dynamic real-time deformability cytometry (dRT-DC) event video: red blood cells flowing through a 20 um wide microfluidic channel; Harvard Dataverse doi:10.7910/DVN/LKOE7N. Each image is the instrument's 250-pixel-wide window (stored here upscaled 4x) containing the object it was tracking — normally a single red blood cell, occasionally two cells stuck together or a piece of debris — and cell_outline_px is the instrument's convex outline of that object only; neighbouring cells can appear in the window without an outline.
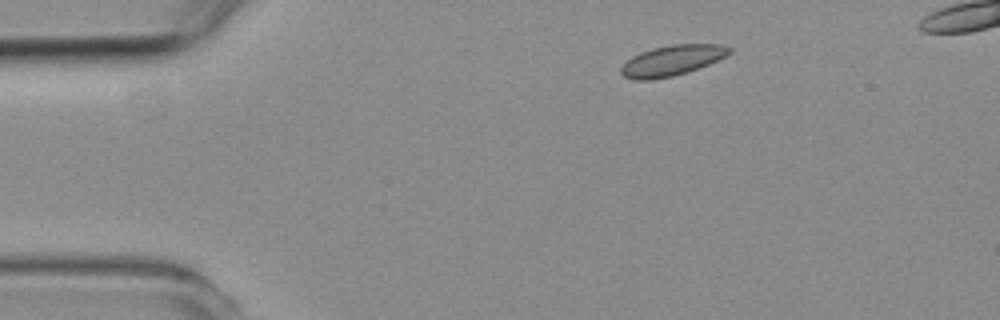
{"species": "common noctule bat (a hibernating species)", "species_latin": "Nyctalus noctula", "temperature_condition": "room temperature", "stored_images_in_passage": 3, "camera_frame_rate_fps": 3000, "um_per_image_px": 0.085, "animal": {"sex": "female", "body_mass_g": 19.3, "forearm_length_mm": 54.1}, "frame": {"image": 1, "passage_image": 1, "time_ms": 0.0, "image_size_px": [1000, 320], "cell_outline_px": [[732, 52], [708, 64], [688, 72], [672, 76], [652, 80], [636, 80], [624, 76], [620, 72], [620, 68], [632, 56], [640, 52], [652, 48], [672, 44], [724, 44], [732, 48]], "centroid_in_image_um": [57.12, 5.13], "position_along_channel_um": 27.9, "area_um2": 19.19}}